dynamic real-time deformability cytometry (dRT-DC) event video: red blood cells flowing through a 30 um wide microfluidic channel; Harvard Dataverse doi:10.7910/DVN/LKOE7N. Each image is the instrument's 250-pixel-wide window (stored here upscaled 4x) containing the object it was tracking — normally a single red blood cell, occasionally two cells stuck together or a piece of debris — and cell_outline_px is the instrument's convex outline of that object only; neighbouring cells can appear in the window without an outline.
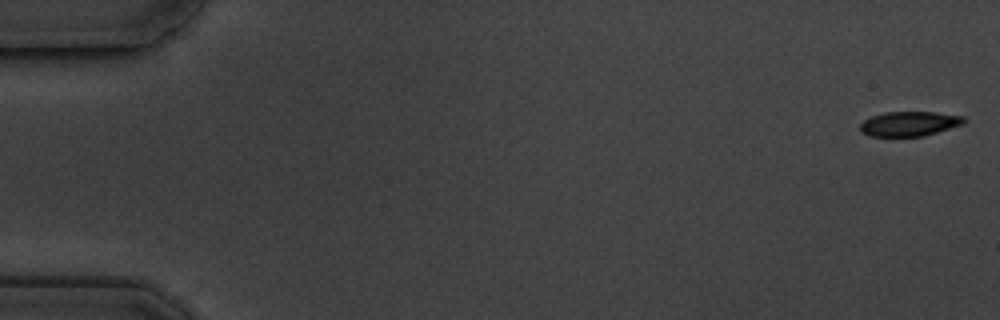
{"species": "common noctule bat (a hibernating species)", "species_latin": "Nyctalus noctula", "temperature_condition": "cold", "stored_images_in_passage": 5, "camera_frame_rate_fps": 3000, "um_per_image_px": 0.085, "animal": {"sex": "male", "body_mass_g": 19.5, "forearm_length_mm": 54.6}, "frame": {"image": 1, "passage_image": 1, "time_ms": 0.0, "image_size_px": [1000, 320], "cell_outline_px": [[968, 120], [964, 124], [924, 136], [872, 136], [860, 132], [860, 124], [864, 120], [872, 116], [884, 112], [936, 112], [964, 116]], "centroid_in_image_um": [77.33, 10.51], "position_along_channel_um": 7.7, "area_um2": 15.03}}
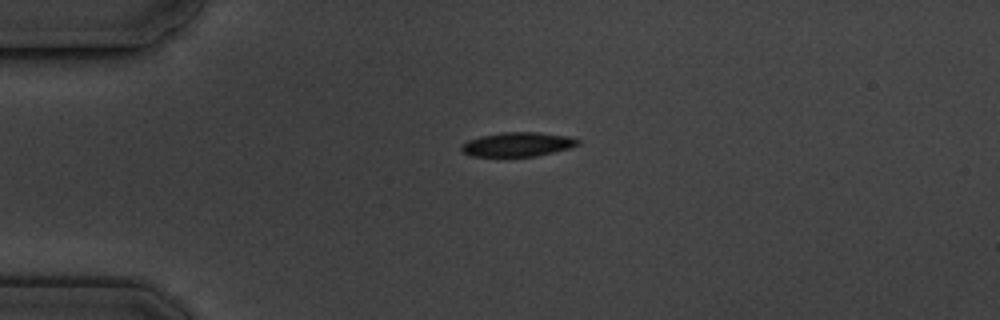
{"frame": {"image": 2, "passage_image": 4, "time_ms": 4.333, "image_size_px": [1000, 320], "cell_outline_px": [[580, 144], [568, 148], [536, 156], [472, 156], [464, 152], [460, 148], [460, 144], [468, 140], [480, 136], [500, 132], [536, 132], [568, 136], [580, 140]], "centroid_in_image_um": [43.97, 12.26], "position_along_channel_um": 41.0, "area_um2": 16.36}}